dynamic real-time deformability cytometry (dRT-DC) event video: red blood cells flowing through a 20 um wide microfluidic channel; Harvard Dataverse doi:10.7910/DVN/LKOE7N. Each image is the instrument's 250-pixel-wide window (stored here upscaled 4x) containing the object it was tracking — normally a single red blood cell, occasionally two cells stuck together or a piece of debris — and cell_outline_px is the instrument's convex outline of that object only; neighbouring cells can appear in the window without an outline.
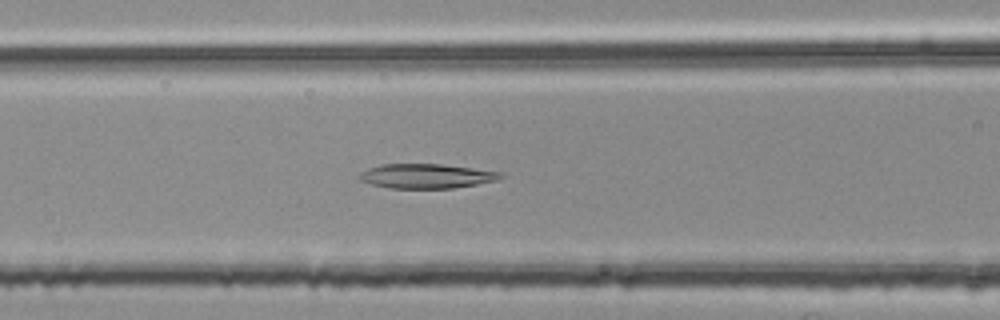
{"species": "common noctule bat (a hibernating species)", "species_latin": "Nyctalus noctula", "temperature_condition": "room temperature", "stored_images_in_passage": 53, "segment_of_instrument_passage": [2, 2], "camera_frame_rate_fps": 3000, "um_per_image_px": 0.085, "animal": {"sex": "female", "body_mass_g": 25.1}, "frame": {"image": 1, "passage_image": 22, "time_ms": 7.0, "image_size_px": [1000, 320], "cell_outline_px": [[504, 176], [496, 180], [476, 184], [452, 188], [388, 188], [372, 184], [360, 180], [360, 172], [368, 168], [380, 164], [440, 164], [504, 172]], "centroid_in_image_um": [36.25, 14.96], "position_along_channel_um": 130.4, "area_um2": 20.06}}
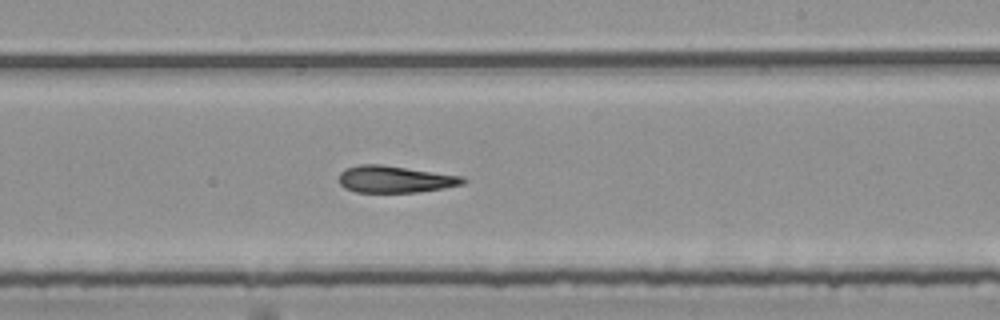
{"frame": {"image": 2, "passage_image": 32, "time_ms": 10.333, "image_size_px": [1000, 320], "cell_outline_px": [[468, 180], [464, 184], [444, 188], [416, 192], [356, 192], [344, 188], [340, 184], [340, 172], [344, 168], [360, 164], [380, 164], [464, 176]], "centroid_in_image_um": [33.59, 15.23], "position_along_channel_um": 255.4, "area_um2": 19.54}}
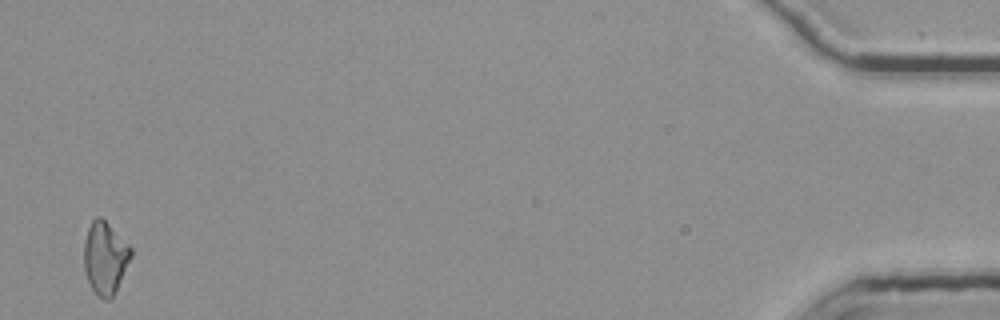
{"frame": {"image": 3, "passage_image": 53, "time_ms": 17.333, "image_size_px": [1000, 320], "cell_outline_px": [[132, 256], [112, 296], [108, 300], [104, 300], [88, 284], [84, 272], [84, 240], [88, 228], [92, 220], [96, 216], [100, 216], [132, 248]], "centroid_in_image_um": [8.9, 21.9], "position_along_channel_um": 426.3, "area_um2": 19.54}}